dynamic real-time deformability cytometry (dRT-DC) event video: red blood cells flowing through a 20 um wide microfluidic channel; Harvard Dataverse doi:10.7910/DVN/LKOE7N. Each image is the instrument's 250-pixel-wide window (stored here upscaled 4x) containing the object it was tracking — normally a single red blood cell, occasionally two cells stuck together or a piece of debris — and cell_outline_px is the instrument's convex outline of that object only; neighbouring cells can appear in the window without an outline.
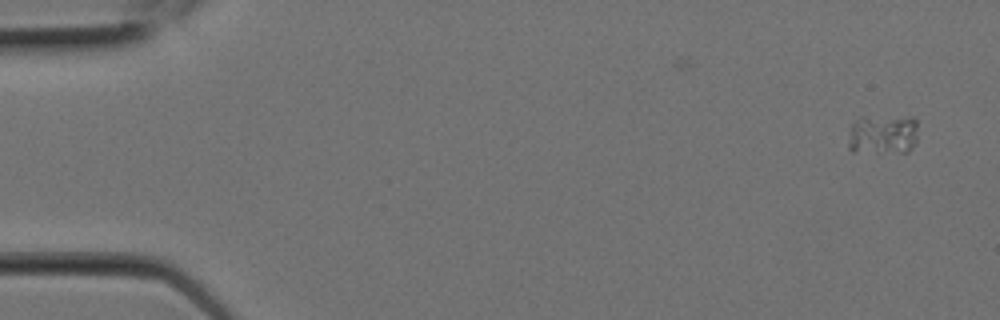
{"species": "Egyptian fruit bat (a non-hibernating species)", "species_latin": "Rousettus aegyptiacus", "temperature_condition": "room temperature", "stored_images_in_passage": 8, "camera_frame_rate_fps": 3000, "um_per_image_px": 0.085, "animal": {"sex": "female"}, "frame": {"image": 1, "passage_image": 1, "time_ms": 0.0, "image_size_px": [1000, 320], "cell_outline_px": [[916, 140], [912, 148], [908, 152], [852, 152], [848, 148], [848, 132], [852, 124], [860, 116], [912, 116], [916, 120]], "centroid_in_image_um": [75.01, 11.41], "position_along_channel_um": 10.0, "area_um2": 16.7}}
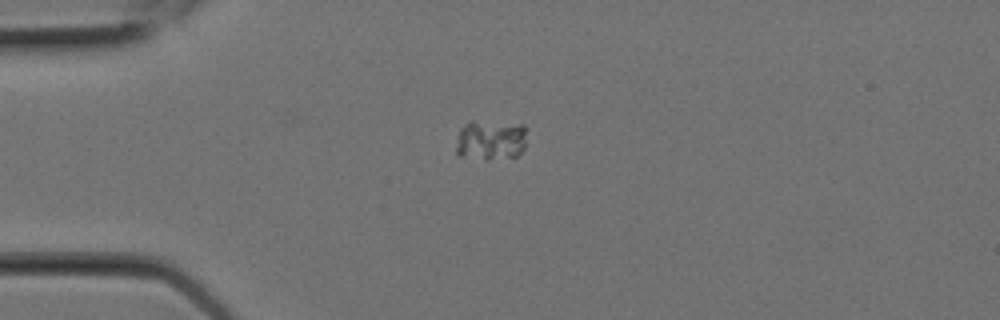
{"frame": {"image": 2, "passage_image": 5, "time_ms": 1.333, "image_size_px": [1000, 320], "cell_outline_px": [[524, 148], [516, 156], [488, 160], [484, 160], [456, 156], [456, 144], [460, 128], [468, 120], [472, 120], [524, 124]], "centroid_in_image_um": [41.64, 11.9], "position_along_channel_um": 43.4, "area_um2": 16.94}}